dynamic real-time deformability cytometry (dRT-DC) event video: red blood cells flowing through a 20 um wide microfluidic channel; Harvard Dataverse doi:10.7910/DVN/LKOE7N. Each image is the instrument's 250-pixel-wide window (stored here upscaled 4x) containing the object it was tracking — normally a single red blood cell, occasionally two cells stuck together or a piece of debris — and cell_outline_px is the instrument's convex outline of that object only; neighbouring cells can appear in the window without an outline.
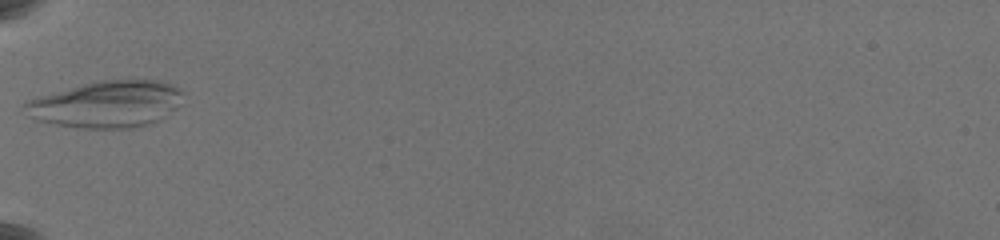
{"species": "common noctule bat (a hibernating species)", "species_latin": "Nyctalus noctula", "temperature_condition": "warm", "stored_images_in_passage": 8, "camera_frame_rate_fps": 3000, "um_per_image_px": 0.085, "animal": {"sex": "female", "body_mass_g": 19.5, "forearm_length_mm": 54.1}, "frame": {"image": 1, "passage_image": 1, "time_ms": 0.0, "image_size_px": [1000, 240], "cell_outline_px": [[180, 92], [176, 108], [164, 116], [148, 124], [132, 128], [76, 128], [36, 120], [28, 116], [20, 108], [28, 100], [40, 96], [96, 80], [164, 80], [176, 88]], "centroid_in_image_um": [8.98, 8.86], "position_along_channel_um": 76.0, "area_um2": 42.66}}